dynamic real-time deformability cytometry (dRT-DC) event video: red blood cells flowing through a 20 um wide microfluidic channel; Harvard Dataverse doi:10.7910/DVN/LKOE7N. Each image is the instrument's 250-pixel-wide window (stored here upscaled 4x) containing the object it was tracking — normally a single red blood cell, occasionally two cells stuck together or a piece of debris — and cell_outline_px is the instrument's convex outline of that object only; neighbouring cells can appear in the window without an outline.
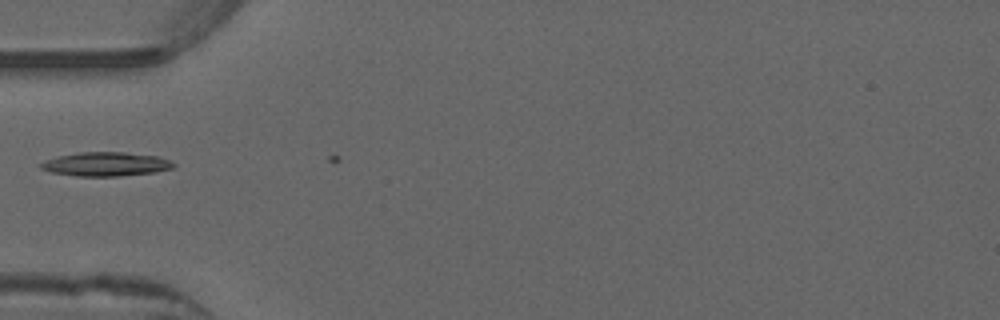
{"species": "common noctule bat (a hibernating species)", "species_latin": "Nyctalus noctula", "temperature_condition": "warm", "stored_images_in_passage": 6, "camera_frame_rate_fps": 3000, "um_per_image_px": 0.085, "animal": {"sex": "male", "forearm_length_mm": 52.5}, "frame": {"image": 1, "passage_image": 4, "time_ms": 1.0, "image_size_px": [1000, 320], "cell_outline_px": [[176, 164], [172, 168], [156, 172], [120, 176], [76, 176], [52, 172], [40, 168], [40, 164], [44, 160], [60, 156], [80, 152], [124, 152], [156, 156], [172, 160]], "centroid_in_image_um": [9.03, 13.95], "position_along_channel_um": 76.0, "area_um2": 18.5}}